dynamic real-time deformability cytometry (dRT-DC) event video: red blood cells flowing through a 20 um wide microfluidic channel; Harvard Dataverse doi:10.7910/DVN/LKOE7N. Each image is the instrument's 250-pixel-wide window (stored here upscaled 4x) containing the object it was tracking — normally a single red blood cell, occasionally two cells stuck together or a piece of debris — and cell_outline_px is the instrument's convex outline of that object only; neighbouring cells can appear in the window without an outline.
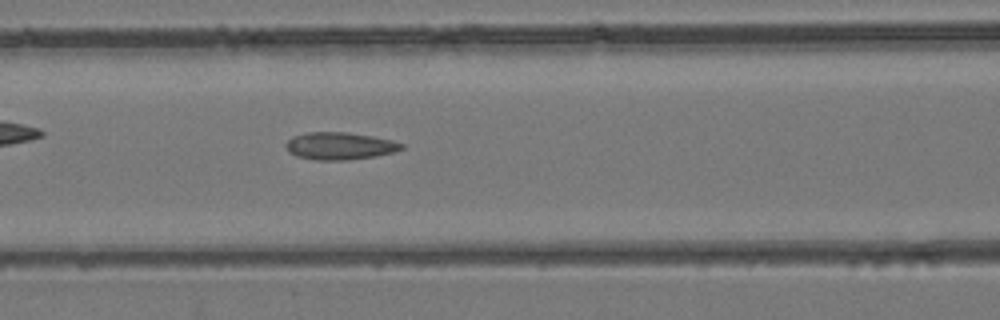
{"species": "common noctule bat (a hibernating species)", "species_latin": "Nyctalus noctula", "temperature_condition": "room temperature", "stored_images_in_passage": 43, "camera_frame_rate_fps": 3000, "um_per_image_px": 0.085, "animal": {"sex": "female", "body_mass_g": 24.6, "forearm_length_mm": 56.2}, "frame": {"image": 1, "passage_image": 18, "time_ms": 5.667, "image_size_px": [1000, 320], "cell_outline_px": [[404, 148], [392, 152], [376, 156], [348, 160], [316, 160], [296, 156], [288, 152], [284, 144], [292, 136], [308, 132], [348, 132], [372, 136], [392, 140], [404, 144]], "centroid_in_image_um": [28.85, 12.4], "position_along_channel_um": 137.8, "area_um2": 18.55}}
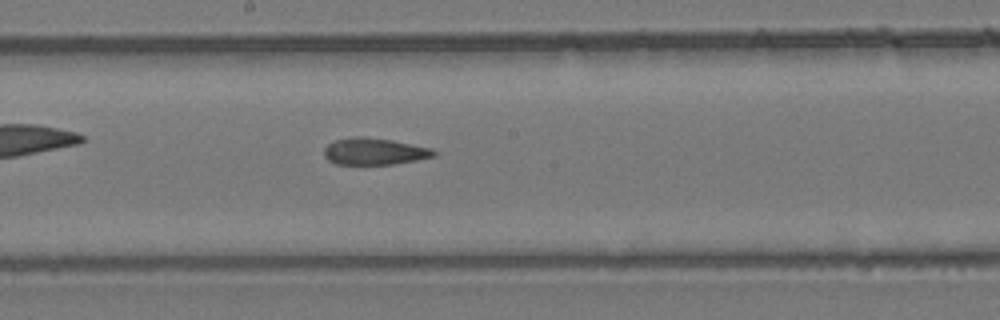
{"frame": {"image": 2, "passage_image": 23, "time_ms": 7.333, "image_size_px": [1000, 320], "cell_outline_px": [[440, 152], [436, 156], [416, 160], [392, 164], [336, 164], [328, 160], [324, 156], [324, 148], [328, 144], [336, 140], [356, 136], [364, 136], [392, 140], [432, 148]], "centroid_in_image_um": [31.85, 12.87], "position_along_channel_um": 216.3, "area_um2": 17.22}}
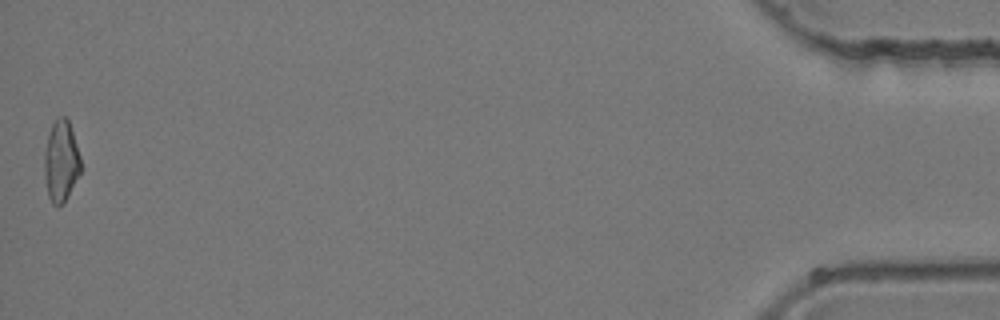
{"frame": {"image": 3, "passage_image": 43, "time_ms": 14.0, "image_size_px": [1000, 320], "cell_outline_px": [[80, 172], [68, 196], [60, 204], [52, 204], [48, 196], [44, 172], [44, 152], [48, 136], [52, 124], [56, 116], [64, 116], [68, 120], [80, 156]], "centroid_in_image_um": [5.17, 13.67], "position_along_channel_um": 430.0, "area_um2": 16.94}}